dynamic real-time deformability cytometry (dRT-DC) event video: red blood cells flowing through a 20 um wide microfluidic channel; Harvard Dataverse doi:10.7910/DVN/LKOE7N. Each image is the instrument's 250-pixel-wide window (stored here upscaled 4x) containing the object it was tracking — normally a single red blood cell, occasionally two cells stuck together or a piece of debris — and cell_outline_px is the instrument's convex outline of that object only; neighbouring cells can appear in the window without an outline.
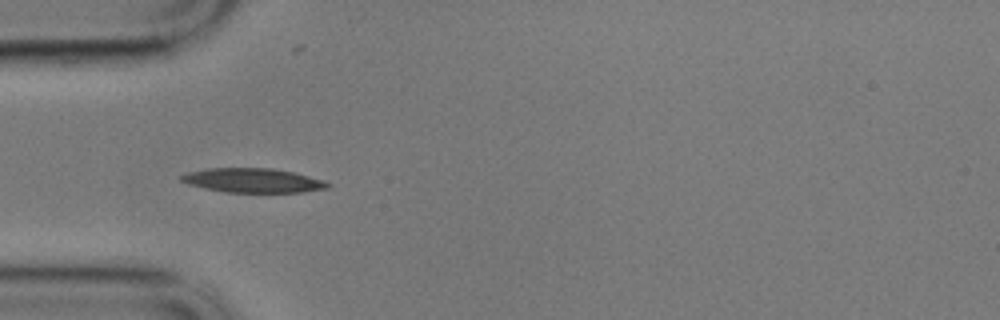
{"species": "common noctule bat (a hibernating species)", "species_latin": "Nyctalus noctula", "temperature_condition": "cold", "stored_images_in_passage": 42, "camera_frame_rate_fps": 3000, "um_per_image_px": 0.085, "animal": {"sex": "male", "body_mass_g": 17.9}, "frame": {"image": 1, "passage_image": 1, "time_ms": 0.0, "image_size_px": [1000, 320], "cell_outline_px": [[332, 184], [328, 188], [304, 192], [224, 192], [204, 188], [188, 184], [180, 180], [180, 176], [188, 172], [208, 168], [272, 168], [292, 172], [324, 180]], "centroid_in_image_um": [21.5, 15.34], "position_along_channel_um": 63.5, "area_um2": 20.69}}
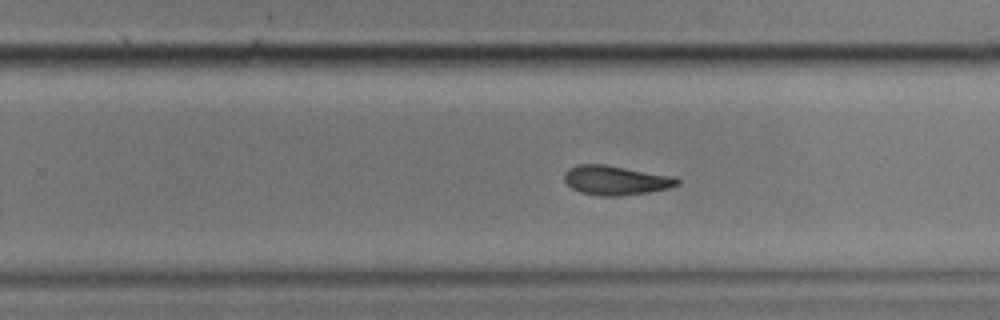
{"frame": {"image": 2, "passage_image": 20, "time_ms": 6.333, "image_size_px": [1000, 320], "cell_outline_px": [[680, 184], [668, 188], [648, 192], [620, 196], [600, 196], [580, 192], [572, 188], [564, 180], [564, 172], [568, 168], [576, 164], [604, 164], [676, 176], [680, 180]], "centroid_in_image_um": [52.34, 15.31], "position_along_channel_um": 277.5, "area_um2": 19.54}}
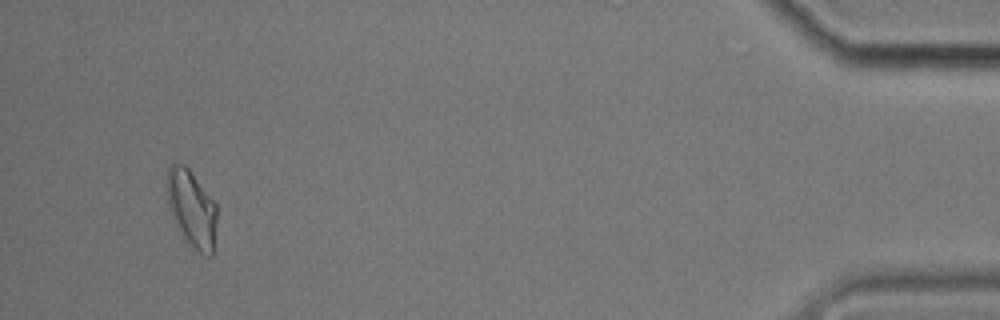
{"frame": {"image": 3, "passage_image": 39, "time_ms": 12.667, "image_size_px": [1000, 320], "cell_outline_px": [[216, 220], [212, 256], [208, 256], [200, 252], [176, 228], [168, 204], [168, 164], [176, 160], [184, 164], [188, 168], [216, 204]], "centroid_in_image_um": [16.28, 17.67], "position_along_channel_um": 418.9, "area_um2": 21.91}, "authors_computed_cell_mechanics": {"area_um2": 19.9699, "velocity_mm_per_s": 3.3914, "shape_relaxation_time_tau1_ms": 4.4713, "shape_relaxation_time_tau2_ms": 5.0346, "deformation_change_tau1": 0.1469, "deformation_change_tau2": 0.1225}}